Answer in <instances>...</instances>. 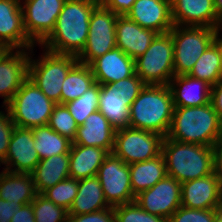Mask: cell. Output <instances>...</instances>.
Masks as SVG:
<instances>
[{"label": "cell", "mask_w": 222, "mask_h": 222, "mask_svg": "<svg viewBox=\"0 0 222 222\" xmlns=\"http://www.w3.org/2000/svg\"><path fill=\"white\" fill-rule=\"evenodd\" d=\"M97 0H66L51 34L40 44L51 52L78 56L85 47Z\"/></svg>", "instance_id": "1"}, {"label": "cell", "mask_w": 222, "mask_h": 222, "mask_svg": "<svg viewBox=\"0 0 222 222\" xmlns=\"http://www.w3.org/2000/svg\"><path fill=\"white\" fill-rule=\"evenodd\" d=\"M222 136V120L211 103L193 107H174L168 139L175 141L212 145Z\"/></svg>", "instance_id": "2"}, {"label": "cell", "mask_w": 222, "mask_h": 222, "mask_svg": "<svg viewBox=\"0 0 222 222\" xmlns=\"http://www.w3.org/2000/svg\"><path fill=\"white\" fill-rule=\"evenodd\" d=\"M174 111L168 85L146 84L130 106L129 126L166 137Z\"/></svg>", "instance_id": "3"}, {"label": "cell", "mask_w": 222, "mask_h": 222, "mask_svg": "<svg viewBox=\"0 0 222 222\" xmlns=\"http://www.w3.org/2000/svg\"><path fill=\"white\" fill-rule=\"evenodd\" d=\"M162 154L167 175L179 183L214 173L212 147L183 143L164 137Z\"/></svg>", "instance_id": "4"}, {"label": "cell", "mask_w": 222, "mask_h": 222, "mask_svg": "<svg viewBox=\"0 0 222 222\" xmlns=\"http://www.w3.org/2000/svg\"><path fill=\"white\" fill-rule=\"evenodd\" d=\"M30 49L28 78L54 103L60 104L61 87L69 70L78 62L77 57L69 54L51 52L42 48L41 55L34 57ZM35 59H34V58Z\"/></svg>", "instance_id": "5"}, {"label": "cell", "mask_w": 222, "mask_h": 222, "mask_svg": "<svg viewBox=\"0 0 222 222\" xmlns=\"http://www.w3.org/2000/svg\"><path fill=\"white\" fill-rule=\"evenodd\" d=\"M145 85L136 73L126 79L100 85L98 110L115 129L129 127L130 106Z\"/></svg>", "instance_id": "6"}, {"label": "cell", "mask_w": 222, "mask_h": 222, "mask_svg": "<svg viewBox=\"0 0 222 222\" xmlns=\"http://www.w3.org/2000/svg\"><path fill=\"white\" fill-rule=\"evenodd\" d=\"M170 32L173 38L175 76L188 75L222 29L174 25Z\"/></svg>", "instance_id": "7"}, {"label": "cell", "mask_w": 222, "mask_h": 222, "mask_svg": "<svg viewBox=\"0 0 222 222\" xmlns=\"http://www.w3.org/2000/svg\"><path fill=\"white\" fill-rule=\"evenodd\" d=\"M55 105L27 78L6 107L16 127L32 129L48 124Z\"/></svg>", "instance_id": "8"}, {"label": "cell", "mask_w": 222, "mask_h": 222, "mask_svg": "<svg viewBox=\"0 0 222 222\" xmlns=\"http://www.w3.org/2000/svg\"><path fill=\"white\" fill-rule=\"evenodd\" d=\"M171 32L160 33L144 54L135 59V72L145 84L168 85L174 77Z\"/></svg>", "instance_id": "9"}, {"label": "cell", "mask_w": 222, "mask_h": 222, "mask_svg": "<svg viewBox=\"0 0 222 222\" xmlns=\"http://www.w3.org/2000/svg\"><path fill=\"white\" fill-rule=\"evenodd\" d=\"M164 137L133 127L116 129L112 154L126 164L153 159L162 153Z\"/></svg>", "instance_id": "10"}, {"label": "cell", "mask_w": 222, "mask_h": 222, "mask_svg": "<svg viewBox=\"0 0 222 222\" xmlns=\"http://www.w3.org/2000/svg\"><path fill=\"white\" fill-rule=\"evenodd\" d=\"M119 15L99 4L90 16L85 47L77 56L78 62L89 65L116 47V21Z\"/></svg>", "instance_id": "11"}, {"label": "cell", "mask_w": 222, "mask_h": 222, "mask_svg": "<svg viewBox=\"0 0 222 222\" xmlns=\"http://www.w3.org/2000/svg\"><path fill=\"white\" fill-rule=\"evenodd\" d=\"M107 203L115 207L134 202L129 164L110 153L98 169L97 175Z\"/></svg>", "instance_id": "12"}, {"label": "cell", "mask_w": 222, "mask_h": 222, "mask_svg": "<svg viewBox=\"0 0 222 222\" xmlns=\"http://www.w3.org/2000/svg\"><path fill=\"white\" fill-rule=\"evenodd\" d=\"M66 0H20L27 36L40 45L54 30Z\"/></svg>", "instance_id": "13"}, {"label": "cell", "mask_w": 222, "mask_h": 222, "mask_svg": "<svg viewBox=\"0 0 222 222\" xmlns=\"http://www.w3.org/2000/svg\"><path fill=\"white\" fill-rule=\"evenodd\" d=\"M144 211L166 220L181 206V183L166 175L153 187L135 196Z\"/></svg>", "instance_id": "14"}, {"label": "cell", "mask_w": 222, "mask_h": 222, "mask_svg": "<svg viewBox=\"0 0 222 222\" xmlns=\"http://www.w3.org/2000/svg\"><path fill=\"white\" fill-rule=\"evenodd\" d=\"M30 49H9L0 58V97L6 106L28 78Z\"/></svg>", "instance_id": "15"}, {"label": "cell", "mask_w": 222, "mask_h": 222, "mask_svg": "<svg viewBox=\"0 0 222 222\" xmlns=\"http://www.w3.org/2000/svg\"><path fill=\"white\" fill-rule=\"evenodd\" d=\"M181 206L191 209H219L222 206V183L212 173L181 183Z\"/></svg>", "instance_id": "16"}, {"label": "cell", "mask_w": 222, "mask_h": 222, "mask_svg": "<svg viewBox=\"0 0 222 222\" xmlns=\"http://www.w3.org/2000/svg\"><path fill=\"white\" fill-rule=\"evenodd\" d=\"M40 158L34 147L32 129L14 128L8 147V152L3 165V169L14 173L31 174Z\"/></svg>", "instance_id": "17"}, {"label": "cell", "mask_w": 222, "mask_h": 222, "mask_svg": "<svg viewBox=\"0 0 222 222\" xmlns=\"http://www.w3.org/2000/svg\"><path fill=\"white\" fill-rule=\"evenodd\" d=\"M0 44L8 49H32L27 36L20 0H0Z\"/></svg>", "instance_id": "18"}, {"label": "cell", "mask_w": 222, "mask_h": 222, "mask_svg": "<svg viewBox=\"0 0 222 222\" xmlns=\"http://www.w3.org/2000/svg\"><path fill=\"white\" fill-rule=\"evenodd\" d=\"M174 25L222 29L214 0H170Z\"/></svg>", "instance_id": "19"}, {"label": "cell", "mask_w": 222, "mask_h": 222, "mask_svg": "<svg viewBox=\"0 0 222 222\" xmlns=\"http://www.w3.org/2000/svg\"><path fill=\"white\" fill-rule=\"evenodd\" d=\"M125 16L158 34L169 32L174 26L170 0H136Z\"/></svg>", "instance_id": "20"}, {"label": "cell", "mask_w": 222, "mask_h": 222, "mask_svg": "<svg viewBox=\"0 0 222 222\" xmlns=\"http://www.w3.org/2000/svg\"><path fill=\"white\" fill-rule=\"evenodd\" d=\"M89 66L95 82L100 85L114 83L136 73L135 60L118 47L94 59Z\"/></svg>", "instance_id": "21"}, {"label": "cell", "mask_w": 222, "mask_h": 222, "mask_svg": "<svg viewBox=\"0 0 222 222\" xmlns=\"http://www.w3.org/2000/svg\"><path fill=\"white\" fill-rule=\"evenodd\" d=\"M157 32L145 29L126 16L116 21V47L134 60L145 53L157 36Z\"/></svg>", "instance_id": "22"}, {"label": "cell", "mask_w": 222, "mask_h": 222, "mask_svg": "<svg viewBox=\"0 0 222 222\" xmlns=\"http://www.w3.org/2000/svg\"><path fill=\"white\" fill-rule=\"evenodd\" d=\"M115 133L116 129L109 120L97 110L78 126L72 144L100 147L110 154L114 147Z\"/></svg>", "instance_id": "23"}, {"label": "cell", "mask_w": 222, "mask_h": 222, "mask_svg": "<svg viewBox=\"0 0 222 222\" xmlns=\"http://www.w3.org/2000/svg\"><path fill=\"white\" fill-rule=\"evenodd\" d=\"M174 107L202 106L210 103L211 86L189 75H175L169 82Z\"/></svg>", "instance_id": "24"}, {"label": "cell", "mask_w": 222, "mask_h": 222, "mask_svg": "<svg viewBox=\"0 0 222 222\" xmlns=\"http://www.w3.org/2000/svg\"><path fill=\"white\" fill-rule=\"evenodd\" d=\"M109 153L100 147L72 144L69 151V174L76 180L97 175Z\"/></svg>", "instance_id": "25"}, {"label": "cell", "mask_w": 222, "mask_h": 222, "mask_svg": "<svg viewBox=\"0 0 222 222\" xmlns=\"http://www.w3.org/2000/svg\"><path fill=\"white\" fill-rule=\"evenodd\" d=\"M37 194L31 174L0 171V199L25 205L32 203Z\"/></svg>", "instance_id": "26"}, {"label": "cell", "mask_w": 222, "mask_h": 222, "mask_svg": "<svg viewBox=\"0 0 222 222\" xmlns=\"http://www.w3.org/2000/svg\"><path fill=\"white\" fill-rule=\"evenodd\" d=\"M31 175L37 193L42 194L46 189L70 177L69 153L40 160Z\"/></svg>", "instance_id": "27"}, {"label": "cell", "mask_w": 222, "mask_h": 222, "mask_svg": "<svg viewBox=\"0 0 222 222\" xmlns=\"http://www.w3.org/2000/svg\"><path fill=\"white\" fill-rule=\"evenodd\" d=\"M111 207L104 196L97 176L79 180L76 197L68 210V215H81Z\"/></svg>", "instance_id": "28"}, {"label": "cell", "mask_w": 222, "mask_h": 222, "mask_svg": "<svg viewBox=\"0 0 222 222\" xmlns=\"http://www.w3.org/2000/svg\"><path fill=\"white\" fill-rule=\"evenodd\" d=\"M131 188L133 195L146 191L167 175L163 154L129 165Z\"/></svg>", "instance_id": "29"}, {"label": "cell", "mask_w": 222, "mask_h": 222, "mask_svg": "<svg viewBox=\"0 0 222 222\" xmlns=\"http://www.w3.org/2000/svg\"><path fill=\"white\" fill-rule=\"evenodd\" d=\"M91 68L87 64L77 62L68 72L61 87L60 104H66L83 95L95 84Z\"/></svg>", "instance_id": "30"}, {"label": "cell", "mask_w": 222, "mask_h": 222, "mask_svg": "<svg viewBox=\"0 0 222 222\" xmlns=\"http://www.w3.org/2000/svg\"><path fill=\"white\" fill-rule=\"evenodd\" d=\"M34 147L40 160L69 153L72 141L61 136L48 125L32 128Z\"/></svg>", "instance_id": "31"}, {"label": "cell", "mask_w": 222, "mask_h": 222, "mask_svg": "<svg viewBox=\"0 0 222 222\" xmlns=\"http://www.w3.org/2000/svg\"><path fill=\"white\" fill-rule=\"evenodd\" d=\"M220 33L208 46L188 74L190 77L205 81L211 87L219 81Z\"/></svg>", "instance_id": "32"}, {"label": "cell", "mask_w": 222, "mask_h": 222, "mask_svg": "<svg viewBox=\"0 0 222 222\" xmlns=\"http://www.w3.org/2000/svg\"><path fill=\"white\" fill-rule=\"evenodd\" d=\"M100 84L95 83L83 95L65 105L78 126L82 125L91 113L98 110Z\"/></svg>", "instance_id": "33"}, {"label": "cell", "mask_w": 222, "mask_h": 222, "mask_svg": "<svg viewBox=\"0 0 222 222\" xmlns=\"http://www.w3.org/2000/svg\"><path fill=\"white\" fill-rule=\"evenodd\" d=\"M78 187L79 180L69 177L46 189L42 195L68 211L77 195Z\"/></svg>", "instance_id": "34"}, {"label": "cell", "mask_w": 222, "mask_h": 222, "mask_svg": "<svg viewBox=\"0 0 222 222\" xmlns=\"http://www.w3.org/2000/svg\"><path fill=\"white\" fill-rule=\"evenodd\" d=\"M35 222H67L68 211L57 206L42 194H37L32 201Z\"/></svg>", "instance_id": "35"}, {"label": "cell", "mask_w": 222, "mask_h": 222, "mask_svg": "<svg viewBox=\"0 0 222 222\" xmlns=\"http://www.w3.org/2000/svg\"><path fill=\"white\" fill-rule=\"evenodd\" d=\"M47 125L72 142L76 137L78 125L65 104L54 106Z\"/></svg>", "instance_id": "36"}, {"label": "cell", "mask_w": 222, "mask_h": 222, "mask_svg": "<svg viewBox=\"0 0 222 222\" xmlns=\"http://www.w3.org/2000/svg\"><path fill=\"white\" fill-rule=\"evenodd\" d=\"M115 222H167L164 217L144 211L135 201L114 207Z\"/></svg>", "instance_id": "37"}, {"label": "cell", "mask_w": 222, "mask_h": 222, "mask_svg": "<svg viewBox=\"0 0 222 222\" xmlns=\"http://www.w3.org/2000/svg\"><path fill=\"white\" fill-rule=\"evenodd\" d=\"M218 209H191L180 206L167 222H215Z\"/></svg>", "instance_id": "38"}, {"label": "cell", "mask_w": 222, "mask_h": 222, "mask_svg": "<svg viewBox=\"0 0 222 222\" xmlns=\"http://www.w3.org/2000/svg\"><path fill=\"white\" fill-rule=\"evenodd\" d=\"M1 109H0V165L4 162L6 158L10 138L15 128V124L11 119L7 107L1 106Z\"/></svg>", "instance_id": "39"}, {"label": "cell", "mask_w": 222, "mask_h": 222, "mask_svg": "<svg viewBox=\"0 0 222 222\" xmlns=\"http://www.w3.org/2000/svg\"><path fill=\"white\" fill-rule=\"evenodd\" d=\"M67 222H115L114 207L81 215H68Z\"/></svg>", "instance_id": "40"}, {"label": "cell", "mask_w": 222, "mask_h": 222, "mask_svg": "<svg viewBox=\"0 0 222 222\" xmlns=\"http://www.w3.org/2000/svg\"><path fill=\"white\" fill-rule=\"evenodd\" d=\"M136 0H100V4L119 16H125Z\"/></svg>", "instance_id": "41"}, {"label": "cell", "mask_w": 222, "mask_h": 222, "mask_svg": "<svg viewBox=\"0 0 222 222\" xmlns=\"http://www.w3.org/2000/svg\"><path fill=\"white\" fill-rule=\"evenodd\" d=\"M22 205L24 204L0 199V222H11L14 213Z\"/></svg>", "instance_id": "42"}, {"label": "cell", "mask_w": 222, "mask_h": 222, "mask_svg": "<svg viewBox=\"0 0 222 222\" xmlns=\"http://www.w3.org/2000/svg\"><path fill=\"white\" fill-rule=\"evenodd\" d=\"M210 103L222 120V81L220 80L211 87Z\"/></svg>", "instance_id": "43"}, {"label": "cell", "mask_w": 222, "mask_h": 222, "mask_svg": "<svg viewBox=\"0 0 222 222\" xmlns=\"http://www.w3.org/2000/svg\"><path fill=\"white\" fill-rule=\"evenodd\" d=\"M214 173L222 183V136L212 145Z\"/></svg>", "instance_id": "44"}, {"label": "cell", "mask_w": 222, "mask_h": 222, "mask_svg": "<svg viewBox=\"0 0 222 222\" xmlns=\"http://www.w3.org/2000/svg\"><path fill=\"white\" fill-rule=\"evenodd\" d=\"M11 222H35L32 203L22 205L14 213Z\"/></svg>", "instance_id": "45"}, {"label": "cell", "mask_w": 222, "mask_h": 222, "mask_svg": "<svg viewBox=\"0 0 222 222\" xmlns=\"http://www.w3.org/2000/svg\"><path fill=\"white\" fill-rule=\"evenodd\" d=\"M215 9L218 19L222 22V0H214Z\"/></svg>", "instance_id": "46"}, {"label": "cell", "mask_w": 222, "mask_h": 222, "mask_svg": "<svg viewBox=\"0 0 222 222\" xmlns=\"http://www.w3.org/2000/svg\"><path fill=\"white\" fill-rule=\"evenodd\" d=\"M219 80L222 81V32H220V68H219Z\"/></svg>", "instance_id": "47"}, {"label": "cell", "mask_w": 222, "mask_h": 222, "mask_svg": "<svg viewBox=\"0 0 222 222\" xmlns=\"http://www.w3.org/2000/svg\"><path fill=\"white\" fill-rule=\"evenodd\" d=\"M215 222H222V206L218 209V216Z\"/></svg>", "instance_id": "48"}, {"label": "cell", "mask_w": 222, "mask_h": 222, "mask_svg": "<svg viewBox=\"0 0 222 222\" xmlns=\"http://www.w3.org/2000/svg\"><path fill=\"white\" fill-rule=\"evenodd\" d=\"M9 49L0 44V58L8 51Z\"/></svg>", "instance_id": "49"}]
</instances>
